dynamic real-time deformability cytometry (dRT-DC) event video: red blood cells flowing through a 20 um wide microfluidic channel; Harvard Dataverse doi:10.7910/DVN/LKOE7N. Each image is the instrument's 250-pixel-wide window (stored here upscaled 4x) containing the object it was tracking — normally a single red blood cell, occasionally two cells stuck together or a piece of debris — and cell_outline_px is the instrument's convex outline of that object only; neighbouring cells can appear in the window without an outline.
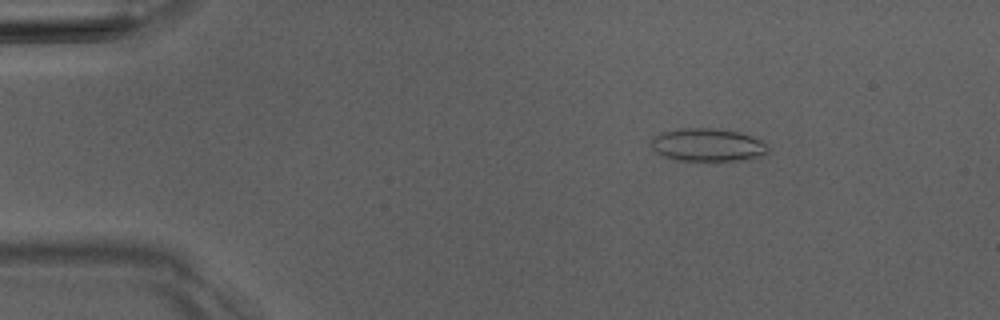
{"species": "Egyptian fruit bat (a non-hibernating species)", "species_latin": "Rousettus aegyptiacus", "temperature_condition": "room temperature", "stored_images_in_passage": 4, "camera_frame_rate_fps": 3000, "um_per_image_px": 0.085, "animal": {"sex": "male"}, "frame": {"image": 1, "passage_image": 2, "time_ms": 2.333, "image_size_px": [1000, 320], "cell_outline_px": [[768, 152], [756, 156], [740, 160], [672, 160], [656, 152], [652, 148], [652, 140], [656, 136], [664, 132], [680, 128], [716, 128], [740, 132], [764, 140], [768, 148]], "centroid_in_image_um": [60.16, 12.3], "position_along_channel_um": 24.8, "area_um2": 22.25}}